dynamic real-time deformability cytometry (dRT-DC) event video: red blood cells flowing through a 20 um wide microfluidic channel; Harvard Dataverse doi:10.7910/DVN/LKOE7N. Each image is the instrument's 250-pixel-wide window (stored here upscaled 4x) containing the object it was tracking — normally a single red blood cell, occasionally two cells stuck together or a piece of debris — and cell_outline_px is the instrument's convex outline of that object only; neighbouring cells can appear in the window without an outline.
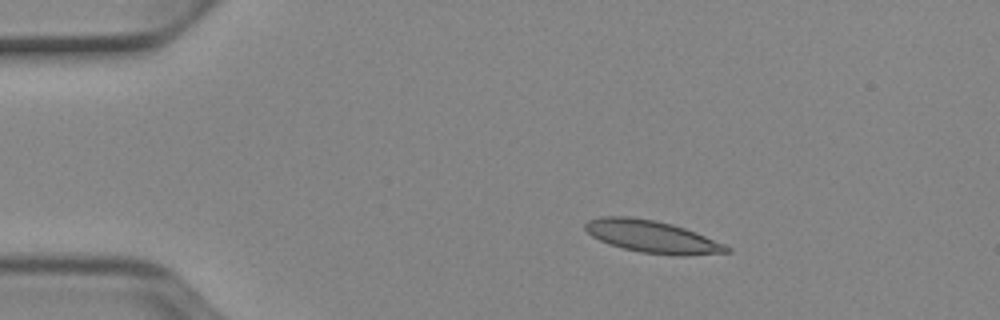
{"species": "Egyptian fruit bat (a non-hibernating species)", "species_latin": "Rousettus aegyptiacus", "temperature_condition": "cold", "stored_images_in_passage": 44, "camera_frame_rate_fps": 3000, "um_per_image_px": 0.085, "animal": {"sex": "female"}, "frame": {"image": 1, "passage_image": 1, "time_ms": 0.0, "image_size_px": [1000, 320], "cell_outline_px": [[732, 252], [684, 256], [676, 256], [640, 252], [608, 244], [592, 236], [584, 228], [584, 224], [588, 220], [600, 216], [628, 216], [656, 220], [672, 224], [696, 232], [724, 244], [732, 248]], "centroid_in_image_um": [55.44, 20.11], "position_along_channel_um": 29.6, "area_um2": 26.76}}
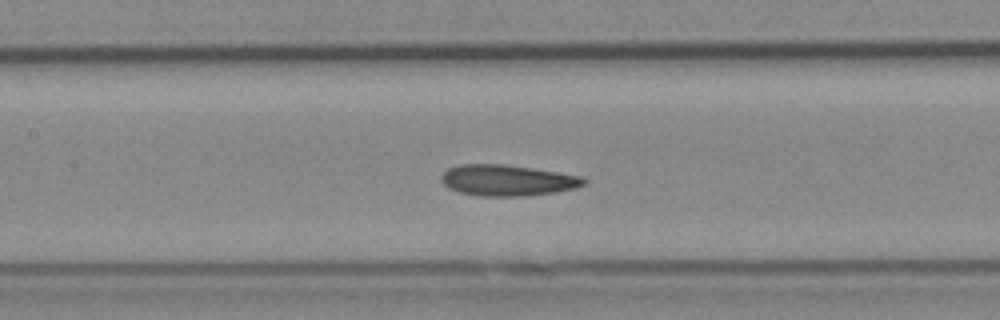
{"frame": {"image": 2, "passage_image": 16, "time_ms": 5.0, "image_size_px": [1000, 320], "cell_outline_px": [[588, 180], [584, 184], [576, 188], [556, 192], [528, 196], [480, 196], [460, 192], [448, 188], [440, 180], [440, 176], [448, 168], [460, 164], [504, 164], [532, 168], [584, 176]], "centroid_in_image_um": [43.14, 15.33], "position_along_channel_um": 164.3, "area_um2": 26.01}}
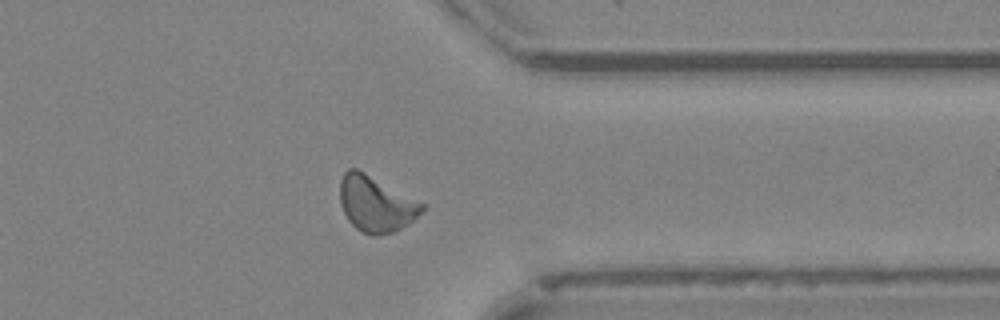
{"frame": {"image": 3, "passage_image": 33, "time_ms": 10.667, "image_size_px": [1000, 320], "cell_outline_px": [[424, 208], [408, 224], [396, 232], [376, 236], [372, 236], [356, 228], [348, 220], [344, 212], [340, 200], [340, 180], [344, 172], [348, 168], [356, 168], [364, 172], [424, 204]], "centroid_in_image_um": [31.92, 17.34], "position_along_channel_um": 379.5, "area_um2": 26.3}, "authors_computed_cell_mechanics": {"area_um2": 25.143, "velocity_mm_per_s": 3.8857, "shape_relaxation_time_tau1_ms": null, "shape_relaxation_time_tau2_ms": 2.9552, "deformation_change_tau1": null, "deformation_change_tau2": 0.0978}}